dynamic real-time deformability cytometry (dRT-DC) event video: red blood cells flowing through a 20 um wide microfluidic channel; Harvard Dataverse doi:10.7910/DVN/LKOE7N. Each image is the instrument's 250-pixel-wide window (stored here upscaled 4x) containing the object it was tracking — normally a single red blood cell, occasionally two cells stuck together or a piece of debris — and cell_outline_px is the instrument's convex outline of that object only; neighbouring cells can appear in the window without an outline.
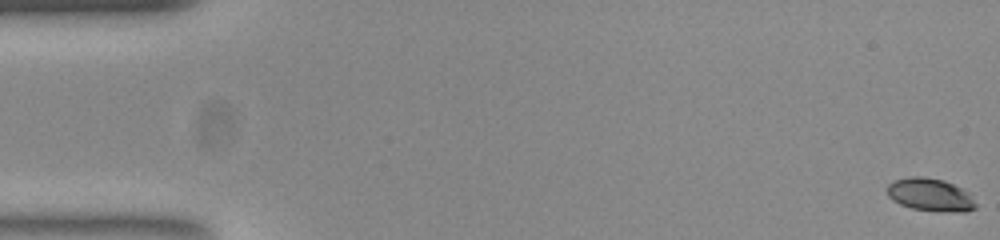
{"species": "common noctule bat (a hibernating species)", "species_latin": "Nyctalus noctula", "temperature_condition": "room temperature", "stored_images_in_passage": 55, "camera_frame_rate_fps": 3000, "um_per_image_px": 0.085, "animal": {"sex": "female", "body_mass_g": 23.0, "forearm_length_mm": 53.4}, "frame": {"image": 1, "passage_image": 1, "time_ms": 0.0, "image_size_px": [1000, 240], "cell_outline_px": [[976, 208], [964, 212], [940, 212], [912, 208], [900, 204], [892, 200], [888, 196], [888, 184], [892, 180], [908, 176], [924, 176], [944, 180], [968, 192], [976, 204]], "centroid_in_image_um": [79.05, 16.55], "position_along_channel_um": 5.9, "area_um2": 17.11}}
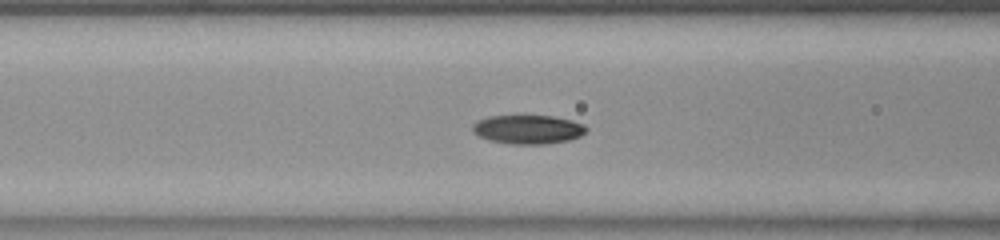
{"frame": {"image": 2, "passage_image": 22, "time_ms": 7.0, "image_size_px": [1000, 240], "cell_outline_px": [[588, 128], [580, 136], [568, 140], [544, 144], [512, 144], [488, 140], [472, 132], [472, 124], [476, 120], [488, 116], [520, 112], [524, 112], [552, 116], [572, 120], [584, 124]], "centroid_in_image_um": [44.82, 10.93], "position_along_channel_um": 121.8, "area_um2": 20.17}}
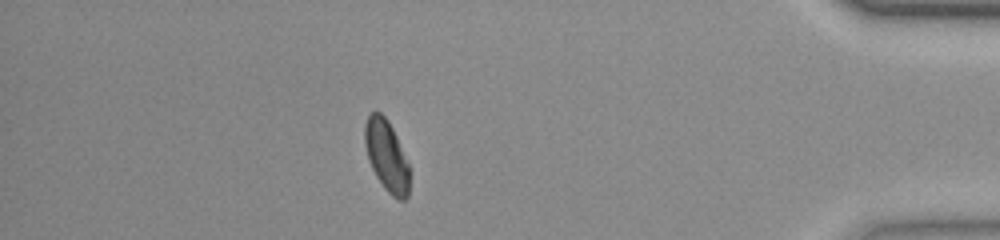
{"frame": {"image": 3, "passage_image": 48, "time_ms": 15.667, "image_size_px": [1000, 240], "cell_outline_px": [[408, 196], [404, 200], [400, 200], [392, 196], [384, 188], [376, 176], [368, 160], [364, 144], [364, 124], [368, 116], [372, 112], [380, 112], [388, 120], [396, 136], [408, 164]], "centroid_in_image_um": [32.82, 13.23], "position_along_channel_um": 402.4, "area_um2": 18.32}, "authors_computed_cell_mechanics": {"area_um2": 18.6694, "velocity_mm_per_s": 3.7813, "shape_relaxation_time_tau1_ms": 3.2459, "shape_relaxation_time_tau2_ms": 7.5722, "deformation_change_tau1": 0.1383, "deformation_change_tau2": 0.0764}}